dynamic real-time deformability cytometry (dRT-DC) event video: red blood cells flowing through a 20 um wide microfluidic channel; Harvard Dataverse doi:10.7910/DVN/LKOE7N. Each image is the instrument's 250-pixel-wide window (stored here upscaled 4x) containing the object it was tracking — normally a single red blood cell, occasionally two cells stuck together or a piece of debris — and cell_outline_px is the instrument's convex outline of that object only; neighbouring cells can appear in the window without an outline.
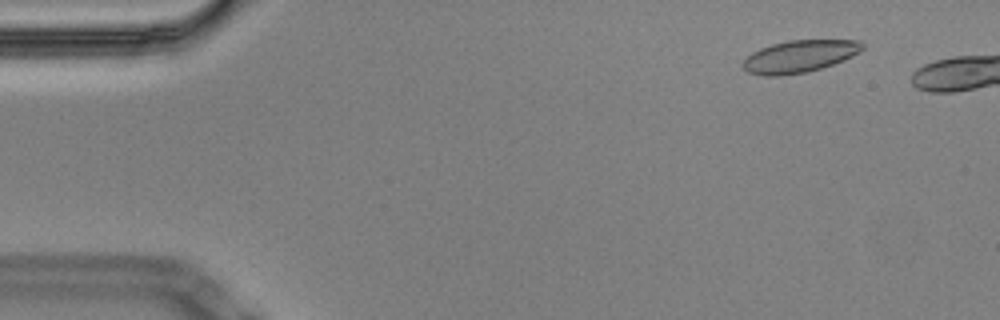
{"species": "Egyptian fruit bat (a non-hibernating species)", "species_latin": "Rousettus aegyptiacus", "temperature_condition": "cold", "stored_images_in_passage": 51, "camera_frame_rate_fps": 3000, "um_per_image_px": 0.085, "animal": {"sex": "male"}, "frame": {"image": 1, "passage_image": 6, "time_ms": 1.667, "image_size_px": [1000, 320], "cell_outline_px": [[864, 48], [860, 52], [844, 60], [808, 72], [780, 76], [764, 76], [748, 72], [740, 64], [752, 52], [760, 48], [772, 44], [788, 40], [860, 40], [864, 44]], "centroid_in_image_um": [67.95, 4.79], "position_along_channel_um": 17.0, "area_um2": 22.54}}
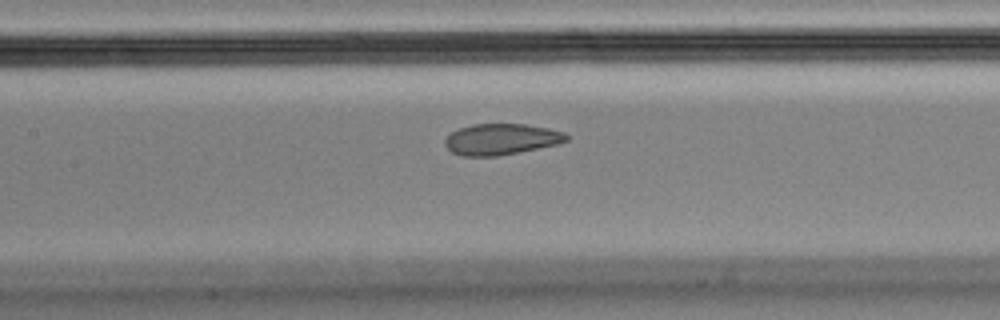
{"frame": {"image": 2, "passage_image": 27, "time_ms": 8.667, "image_size_px": [1000, 320], "cell_outline_px": [[568, 140], [556, 144], [496, 156], [460, 156], [452, 152], [444, 144], [444, 140], [452, 132], [460, 128], [472, 124], [524, 124], [548, 128], [564, 132], [568, 136]], "centroid_in_image_um": [42.57, 11.83], "position_along_channel_um": 164.8, "area_um2": 21.73}}
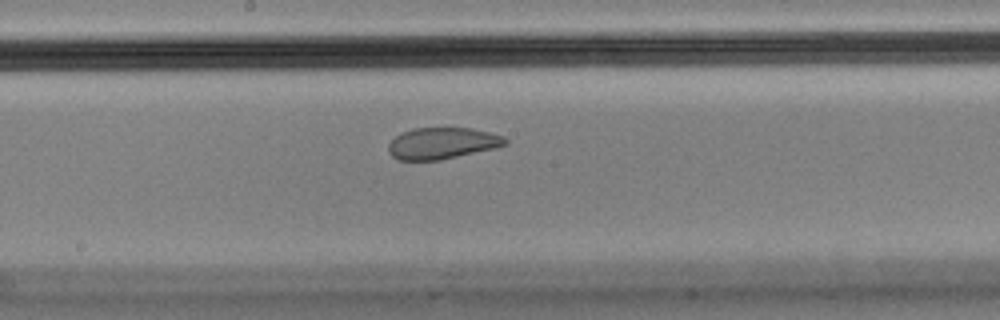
{"frame": {"image": 3, "passage_image": 31, "time_ms": 10.0, "image_size_px": [1000, 320], "cell_outline_px": [[508, 144], [496, 148], [440, 160], [396, 160], [388, 152], [388, 144], [400, 132], [412, 128], [472, 128], [504, 136], [508, 140]], "centroid_in_image_um": [37.58, 12.18], "position_along_channel_um": 210.6, "area_um2": 21.62}}